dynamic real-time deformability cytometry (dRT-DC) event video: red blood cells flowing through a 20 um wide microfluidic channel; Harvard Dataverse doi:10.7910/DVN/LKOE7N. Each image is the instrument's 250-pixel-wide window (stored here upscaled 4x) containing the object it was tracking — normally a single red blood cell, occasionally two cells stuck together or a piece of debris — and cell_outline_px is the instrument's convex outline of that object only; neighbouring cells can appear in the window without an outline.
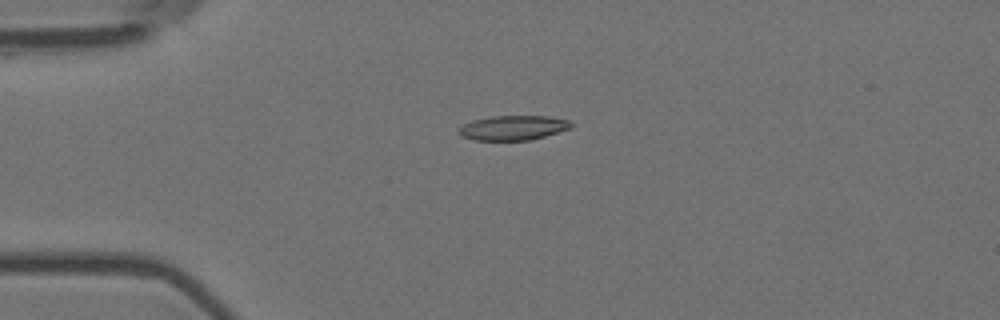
{"species": "Egyptian fruit bat (a non-hibernating species)", "species_latin": "Rousettus aegyptiacus", "temperature_condition": "room temperature", "stored_images_in_passage": 4, "camera_frame_rate_fps": 3000, "um_per_image_px": 0.085, "animal": {"sex": "female"}, "frame": {"image": 1, "passage_image": 3, "time_ms": 0.667, "image_size_px": [1000, 320], "cell_outline_px": [[572, 128], [532, 140], [476, 140], [460, 136], [460, 128], [464, 124], [472, 120], [492, 116], [548, 116], [568, 120], [572, 124]], "centroid_in_image_um": [43.64, 10.86], "position_along_channel_um": 41.4, "area_um2": 16.07}}